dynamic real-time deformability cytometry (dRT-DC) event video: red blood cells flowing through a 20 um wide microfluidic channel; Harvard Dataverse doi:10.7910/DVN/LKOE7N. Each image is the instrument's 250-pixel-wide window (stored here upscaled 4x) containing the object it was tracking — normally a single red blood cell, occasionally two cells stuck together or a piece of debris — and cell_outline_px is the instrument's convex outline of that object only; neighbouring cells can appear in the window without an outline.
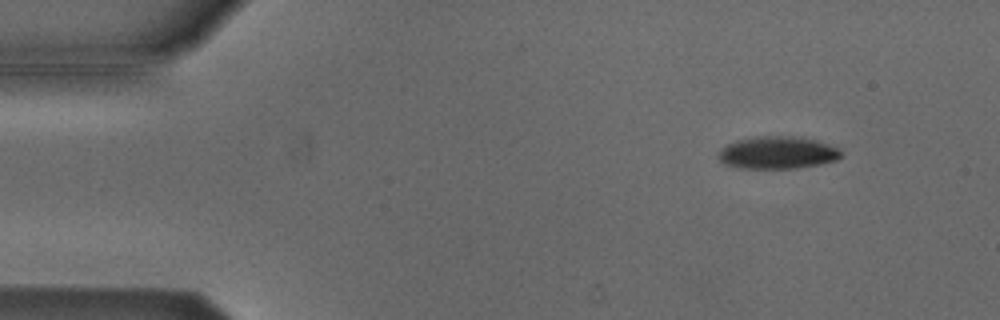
{"species": "Egyptian fruit bat (a non-hibernating species)", "species_latin": "Rousettus aegyptiacus", "temperature_condition": "cold", "stored_images_in_passage": 5, "camera_frame_rate_fps": 3000, "um_per_image_px": 0.085, "animal": {"sex": "male"}, "frame": {"image": 1, "passage_image": 2, "time_ms": 0.333, "image_size_px": [1000, 320], "cell_outline_px": [[840, 156], [836, 160], [820, 164], [796, 168], [740, 168], [724, 164], [716, 156], [720, 148], [736, 140], [756, 136], [800, 136], [816, 140], [840, 148]], "centroid_in_image_um": [66.06, 12.96], "position_along_channel_um": 18.9, "area_um2": 23.35}}
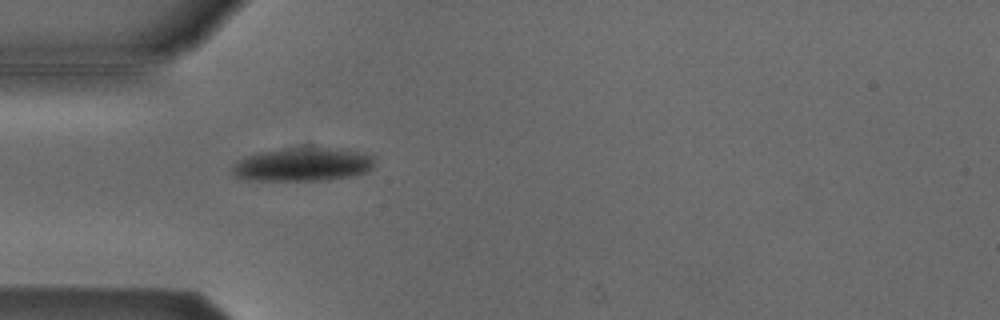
{"frame": {"image": 2, "passage_image": 5, "time_ms": 1.333, "image_size_px": [1000, 320], "cell_outline_px": [[372, 168], [368, 172], [352, 176], [320, 180], [256, 180], [236, 176], [232, 172], [232, 168], [236, 160], [260, 152], [280, 148], [304, 144], [348, 148], [364, 152], [372, 156]], "centroid_in_image_um": [25.79, 13.91], "position_along_channel_um": 59.2, "area_um2": 28.73}}